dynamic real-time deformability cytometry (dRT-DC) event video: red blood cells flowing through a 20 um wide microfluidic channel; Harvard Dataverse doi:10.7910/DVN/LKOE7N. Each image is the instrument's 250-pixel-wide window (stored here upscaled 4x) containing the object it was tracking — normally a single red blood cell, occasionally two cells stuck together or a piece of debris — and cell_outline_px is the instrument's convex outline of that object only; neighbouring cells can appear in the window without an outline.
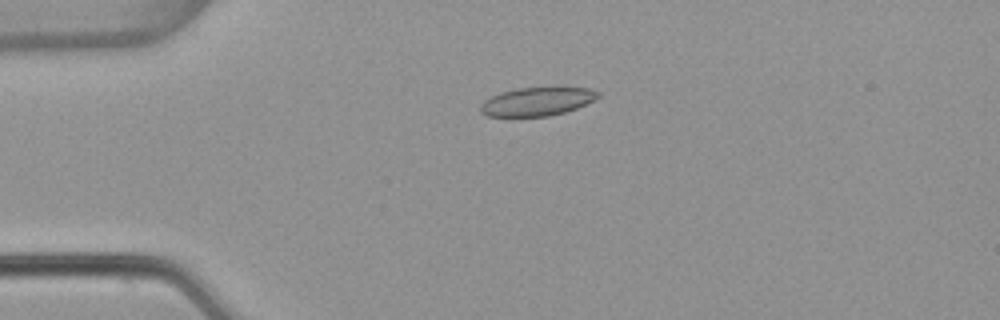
{"species": "common noctule bat (a hibernating species)", "species_latin": "Nyctalus noctula", "temperature_condition": "warm", "stored_images_in_passage": 54, "camera_frame_rate_fps": 3000, "um_per_image_px": 0.085, "animal": {"sex": "female", "body_mass_g": 22.7, "forearm_length_mm": 54.2}, "frame": {"image": 1, "passage_image": 13, "time_ms": 4.0, "image_size_px": [1000, 320], "cell_outline_px": [[600, 96], [576, 108], [564, 112], [548, 116], [488, 116], [480, 112], [480, 104], [484, 100], [500, 92], [520, 88], [552, 84], [592, 88], [600, 92]], "centroid_in_image_um": [45.7, 8.56], "position_along_channel_um": 39.3, "area_um2": 20.29}}
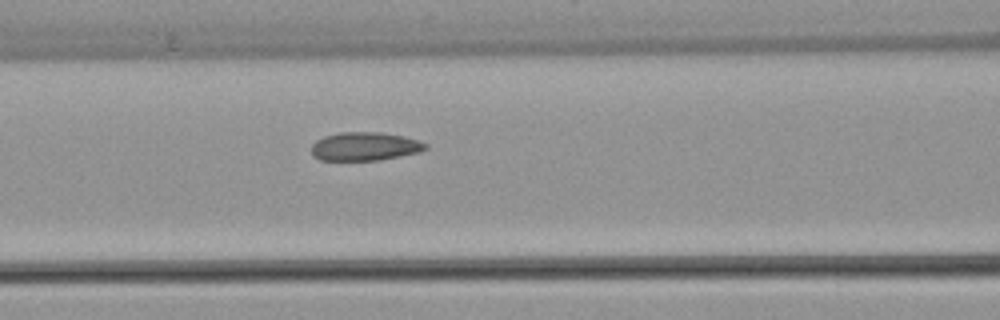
{"frame": {"image": 2, "passage_image": 23, "time_ms": 7.333, "image_size_px": [1000, 320], "cell_outline_px": [[428, 148], [420, 152], [380, 160], [320, 160], [312, 156], [312, 144], [316, 140], [324, 136], [340, 132], [380, 132], [404, 136], [420, 140], [428, 144]], "centroid_in_image_um": [31.03, 12.44], "position_along_channel_um": 135.6, "area_um2": 19.13}}
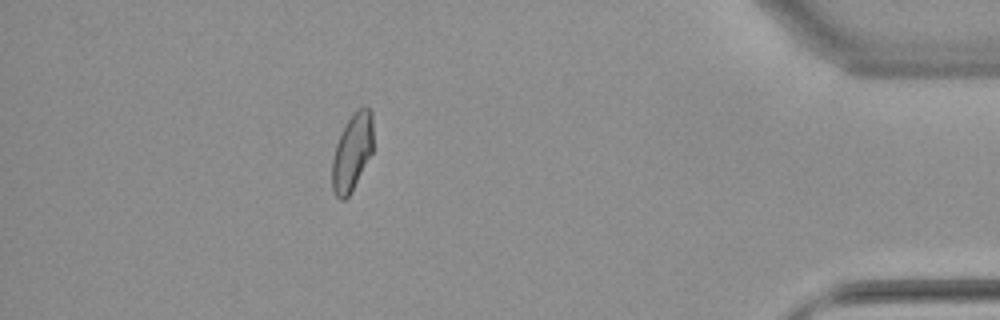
{"frame": {"image": 3, "passage_image": 48, "time_ms": 15.667, "image_size_px": [1000, 320], "cell_outline_px": [[372, 152], [348, 196], [344, 200], [340, 200], [336, 196], [332, 188], [332, 160], [336, 144], [344, 124], [364, 104], [372, 112]], "centroid_in_image_um": [29.91, 12.92], "position_along_channel_um": 405.3, "area_um2": 18.09}, "authors_computed_cell_mechanics": {"area_um2": 19.2474, "velocity_mm_per_s": 3.8115, "shape_relaxation_time_tau1_ms": null, "shape_relaxation_time_tau2_ms": 1.9806, "deformation_change_tau1": null, "deformation_change_tau2": 0.0684}}